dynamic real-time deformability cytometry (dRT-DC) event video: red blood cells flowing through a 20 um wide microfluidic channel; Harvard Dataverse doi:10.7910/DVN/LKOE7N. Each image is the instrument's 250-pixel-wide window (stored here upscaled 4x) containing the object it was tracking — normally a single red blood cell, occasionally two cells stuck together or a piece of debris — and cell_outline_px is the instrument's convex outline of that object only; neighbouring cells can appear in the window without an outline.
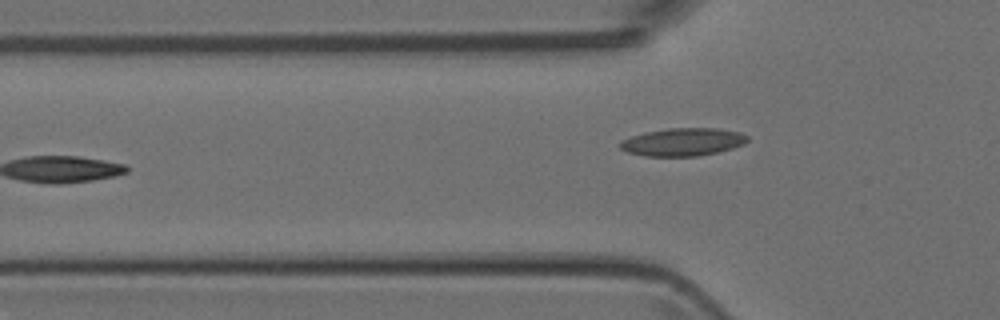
{"species": "Egyptian fruit bat (a non-hibernating species)", "species_latin": "Rousettus aegyptiacus", "temperature_condition": "room temperature", "stored_images_in_passage": 5, "camera_frame_rate_fps": 3000, "um_per_image_px": 0.085, "animal": {"sex": "female"}, "frame": {"image": 1, "passage_image": 5, "time_ms": 4.333, "image_size_px": [1000, 320], "cell_outline_px": [[748, 140], [744, 144], [732, 148], [716, 152], [696, 156], [644, 156], [628, 152], [620, 148], [616, 144], [620, 140], [644, 132], [668, 128], [716, 128], [740, 132], [748, 136]], "centroid_in_image_um": [58.0, 12.06], "position_along_channel_um": 67.8, "area_um2": 20.75}}